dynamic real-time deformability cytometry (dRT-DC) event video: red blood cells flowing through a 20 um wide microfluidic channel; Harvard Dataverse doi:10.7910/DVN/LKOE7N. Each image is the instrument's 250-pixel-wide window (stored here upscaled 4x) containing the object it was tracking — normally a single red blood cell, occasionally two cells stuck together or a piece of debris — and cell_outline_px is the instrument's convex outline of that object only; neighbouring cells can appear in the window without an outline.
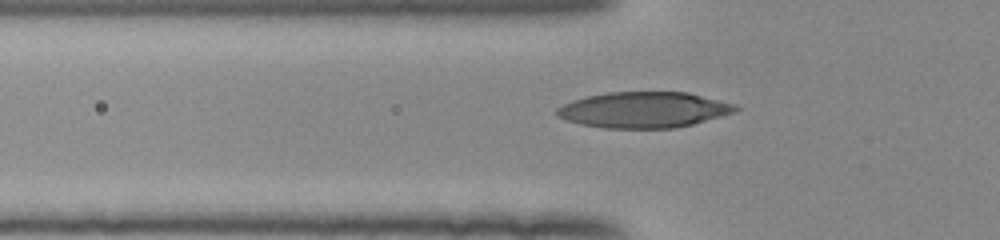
{"species": "human", "species_latin": "Homo sapiens", "temperature_condition": "room temperature", "stored_images_in_passage": 40, "camera_frame_rate_fps": 3000, "um_per_image_px": 0.085, "donor": {"sex": "female"}, "frame": {"image": 1, "passage_image": 7, "time_ms": 2.0, "image_size_px": [1000, 240], "cell_outline_px": [[740, 108], [736, 112], [692, 124], [676, 128], [604, 128], [580, 124], [568, 120], [560, 116], [556, 112], [556, 108], [572, 100], [588, 96], [608, 92], [688, 92], [736, 104]], "centroid_in_image_um": [54.76, 9.33], "position_along_channel_um": 71.0, "area_um2": 37.22}}
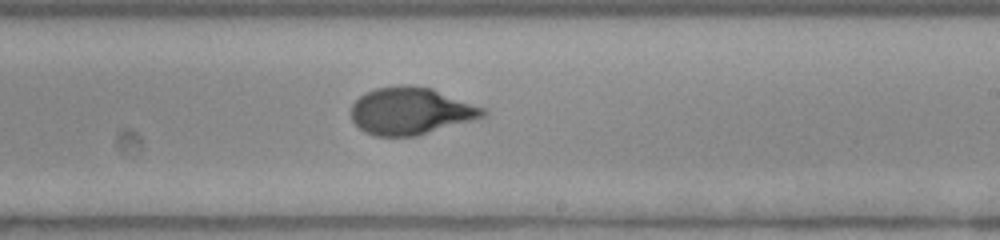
{"frame": {"image": 2, "passage_image": 21, "time_ms": 6.667, "image_size_px": [1000, 240], "cell_outline_px": [[488, 112], [484, 116], [472, 120], [416, 136], [376, 136], [364, 132], [352, 120], [352, 104], [360, 96], [376, 88], [396, 84], [408, 84], [432, 88], [488, 108]], "centroid_in_image_um": [34.95, 9.42], "position_along_channel_um": 254.1, "area_um2": 36.47}}
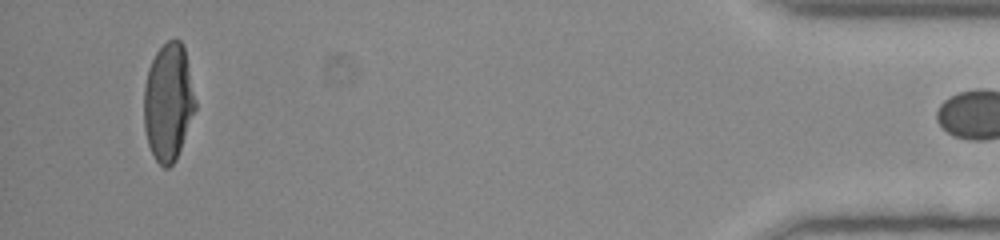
{"frame": {"image": 3, "passage_image": 39, "time_ms": 12.667, "image_size_px": [1000, 240], "cell_outline_px": [[196, 108], [176, 160], [168, 168], [164, 168], [156, 160], [148, 144], [144, 128], [144, 88], [148, 68], [156, 52], [168, 40], [180, 40], [184, 44], [196, 100]], "centroid_in_image_um": [14.31, 8.67], "position_along_channel_um": 420.9, "area_um2": 35.26}}